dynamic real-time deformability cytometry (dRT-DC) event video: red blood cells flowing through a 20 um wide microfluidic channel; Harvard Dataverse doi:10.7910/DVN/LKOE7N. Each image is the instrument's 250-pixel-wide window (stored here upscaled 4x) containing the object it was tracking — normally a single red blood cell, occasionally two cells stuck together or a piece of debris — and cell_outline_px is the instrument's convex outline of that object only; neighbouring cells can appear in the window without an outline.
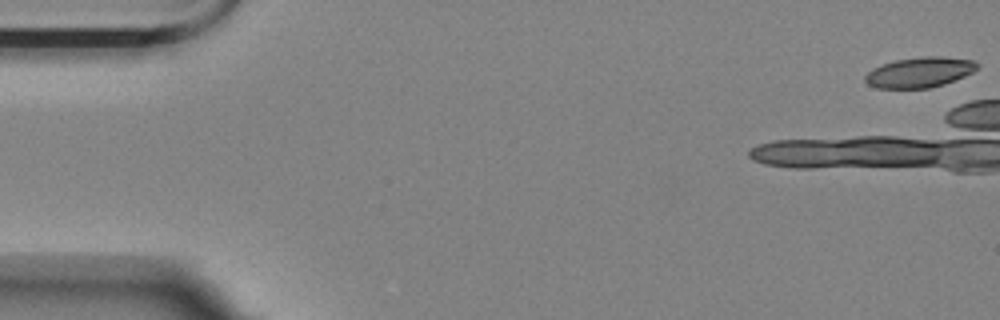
{"species": "Egyptian fruit bat (a non-hibernating species)", "species_latin": "Rousettus aegyptiacus", "temperature_condition": "room temperature", "stored_images_in_passage": 19, "camera_frame_rate_fps": 3000, "um_per_image_px": 0.085, "animal": {"sex": "female"}, "frame": {"image": 1, "passage_image": 1, "time_ms": 0.0, "image_size_px": [1000, 320], "cell_outline_px": [[980, 68], [964, 76], [944, 84], [928, 88], [876, 88], [868, 84], [864, 80], [864, 76], [872, 68], [896, 60], [924, 56], [940, 56], [972, 60], [980, 64]], "centroid_in_image_um": [78.17, 6.14], "position_along_channel_um": 6.8, "area_um2": 19.77}}
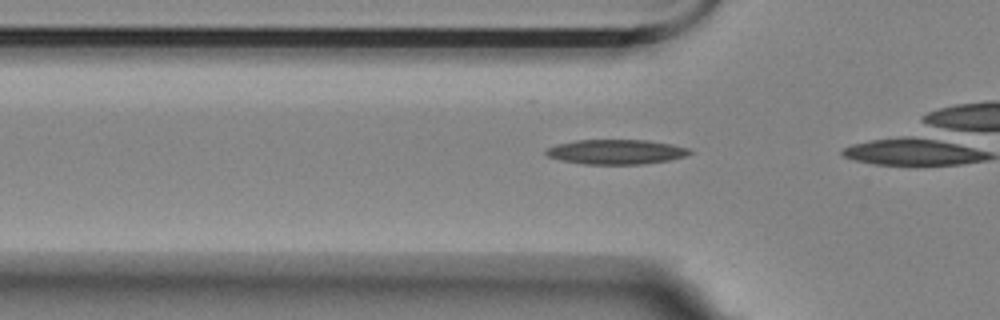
{"frame": {"image": 2, "passage_image": 14, "time_ms": 4.333, "image_size_px": [1000, 320], "cell_outline_px": [[692, 152], [684, 156], [668, 160], [644, 164], [584, 164], [560, 160], [548, 156], [544, 152], [548, 148], [556, 144], [576, 140], [648, 140], [672, 144], [688, 148]], "centroid_in_image_um": [52.35, 12.9], "position_along_channel_um": 73.5, "area_um2": 20.63}}